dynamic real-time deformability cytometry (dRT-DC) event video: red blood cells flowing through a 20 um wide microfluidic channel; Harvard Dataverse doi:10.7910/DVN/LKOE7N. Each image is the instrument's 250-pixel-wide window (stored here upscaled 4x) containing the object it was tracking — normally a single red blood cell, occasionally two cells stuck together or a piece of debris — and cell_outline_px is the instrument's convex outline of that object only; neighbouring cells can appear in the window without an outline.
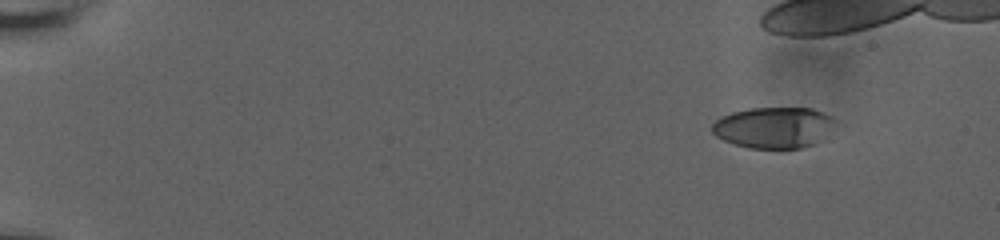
{"species": "human", "species_latin": "Homo sapiens", "temperature_condition": "room temperature", "stored_images_in_passage": 43, "camera_frame_rate_fps": 3000, "um_per_image_px": 0.085, "donor": {"sex": "male"}, "frame": {"image": 1, "passage_image": 1, "time_ms": 0.0, "image_size_px": [1000, 240], "cell_outline_px": [[836, 120], [824, 140], [816, 144], [800, 148], [748, 148], [724, 140], [716, 136], [712, 132], [712, 124], [720, 116], [732, 112], [752, 108], [812, 108], [832, 116]], "centroid_in_image_um": [65.79, 10.84], "position_along_channel_um": 19.2, "area_um2": 29.65}}
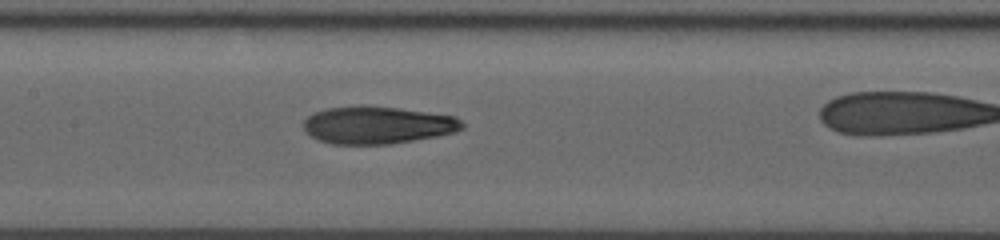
{"frame": {"image": 2, "passage_image": 26, "time_ms": 8.333, "image_size_px": [1000, 240], "cell_outline_px": [[464, 128], [456, 132], [436, 136], [392, 144], [332, 144], [320, 140], [312, 136], [304, 128], [304, 120], [312, 112], [328, 108], [360, 104], [396, 108], [456, 116], [464, 124]], "centroid_in_image_um": [32.08, 10.62], "position_along_channel_um": 175.3, "area_um2": 34.74}}
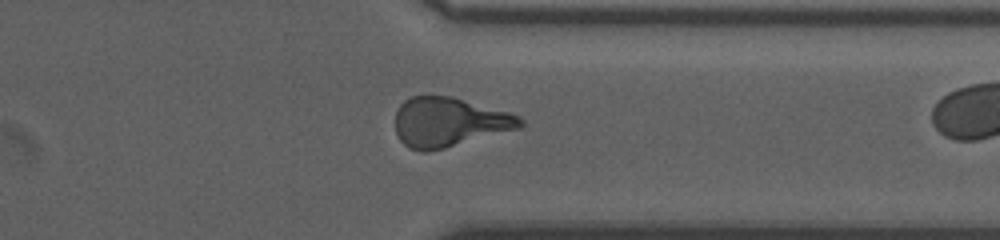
{"frame": {"image": 3, "passage_image": 42, "time_ms": 13.667, "image_size_px": [1000, 240], "cell_outline_px": [[524, 124], [520, 128], [444, 148], [424, 152], [420, 152], [408, 148], [400, 140], [396, 132], [396, 112], [400, 104], [408, 96], [428, 92], [452, 96], [508, 112], [520, 116], [524, 120]], "centroid_in_image_um": [38.13, 10.34], "position_along_channel_um": 373.3, "area_um2": 36.59}}